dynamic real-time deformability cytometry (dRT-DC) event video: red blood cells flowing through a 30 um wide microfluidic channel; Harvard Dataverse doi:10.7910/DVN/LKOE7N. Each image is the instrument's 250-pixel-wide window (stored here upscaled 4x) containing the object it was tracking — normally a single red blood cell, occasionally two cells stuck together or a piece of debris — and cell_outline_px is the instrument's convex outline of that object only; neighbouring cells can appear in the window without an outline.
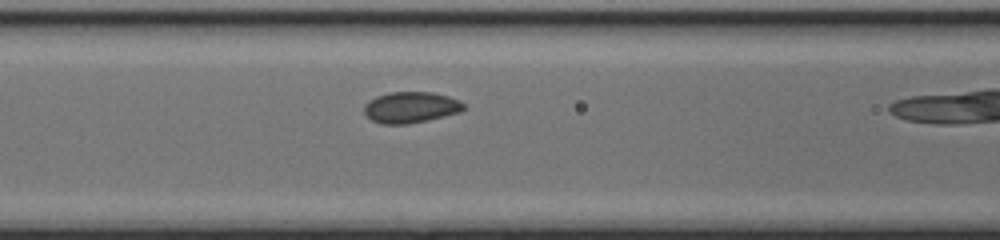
{"species": "common noctule bat (a hibernating species)", "species_latin": "Nyctalus noctula", "temperature_condition": "cold", "stored_images_in_passage": 11, "camera_frame_rate_fps": 3000, "um_per_image_px": 0.085, "animal": {"sex": "female", "body_mass_g": 17.0, "forearm_length_mm": 48.0}, "frame": {"image": 1, "passage_image": 10, "time_ms": 3.0, "image_size_px": [1000, 240], "cell_outline_px": [[464, 108], [460, 112], [428, 120], [408, 124], [380, 124], [372, 120], [364, 112], [364, 104], [368, 100], [376, 96], [388, 92], [432, 92], [448, 96], [460, 100], [464, 104]], "centroid_in_image_um": [34.89, 9.12], "position_along_channel_um": 131.7, "area_um2": 18.15}}